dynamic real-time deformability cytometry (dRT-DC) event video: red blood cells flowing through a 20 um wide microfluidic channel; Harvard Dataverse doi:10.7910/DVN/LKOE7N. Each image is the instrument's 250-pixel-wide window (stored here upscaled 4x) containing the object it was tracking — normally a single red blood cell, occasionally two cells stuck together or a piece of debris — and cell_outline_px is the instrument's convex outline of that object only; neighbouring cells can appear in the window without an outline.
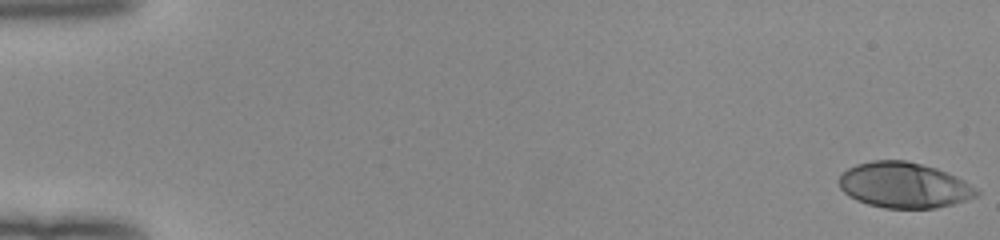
{"species": "human", "species_latin": "Homo sapiens", "temperature_condition": "room temperature", "stored_images_in_passage": 52, "camera_frame_rate_fps": 3000, "um_per_image_px": 0.085, "donor": {"sex": "female"}, "frame": {"image": 1, "passage_image": 1, "time_ms": 0.0, "image_size_px": [1000, 240], "cell_outline_px": [[980, 192], [976, 196], [952, 204], [936, 208], [884, 208], [868, 204], [856, 200], [848, 196], [840, 188], [840, 176], [848, 168], [856, 164], [872, 160], [904, 160], [936, 168], [956, 176], [964, 180], [976, 188]], "centroid_in_image_um": [76.83, 15.74], "position_along_channel_um": 8.2, "area_um2": 36.36}}
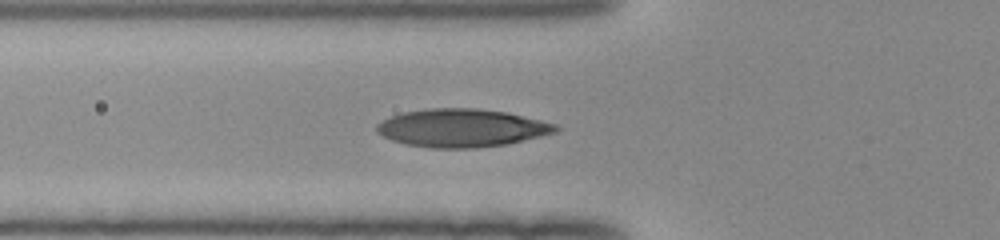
{"frame": {"image": 2, "passage_image": 20, "time_ms": 6.333, "image_size_px": [1000, 240], "cell_outline_px": [[560, 128], [556, 132], [540, 136], [504, 144], [472, 148], [428, 148], [404, 144], [392, 140], [376, 132], [376, 124], [392, 116], [404, 112], [428, 108], [476, 108], [508, 112], [556, 124]], "centroid_in_image_um": [39.22, 10.87], "position_along_channel_um": 86.6, "area_um2": 39.54}}
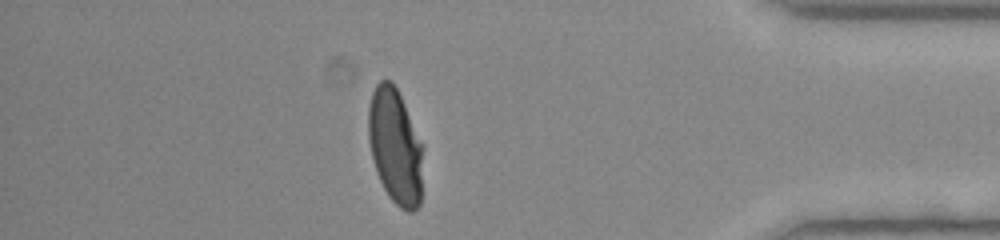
{"frame": {"image": 3, "passage_image": 46, "time_ms": 15.0, "image_size_px": [1000, 240], "cell_outline_px": [[424, 148], [420, 204], [412, 212], [408, 212], [400, 208], [388, 196], [376, 172], [368, 140], [368, 108], [372, 92], [376, 84], [380, 80], [392, 80], [424, 144]], "centroid_in_image_um": [33.61, 12.44], "position_along_channel_um": 401.6, "area_um2": 37.22}, "authors_computed_cell_mechanics": {"area_um2": 37.3966, "velocity_mm_per_s": 4.0133, "shape_relaxation_time_tau1_ms": 5.0301, "shape_relaxation_time_tau2_ms": null, "deformation_change_tau1": 0.22, "deformation_change_tau2": null}}